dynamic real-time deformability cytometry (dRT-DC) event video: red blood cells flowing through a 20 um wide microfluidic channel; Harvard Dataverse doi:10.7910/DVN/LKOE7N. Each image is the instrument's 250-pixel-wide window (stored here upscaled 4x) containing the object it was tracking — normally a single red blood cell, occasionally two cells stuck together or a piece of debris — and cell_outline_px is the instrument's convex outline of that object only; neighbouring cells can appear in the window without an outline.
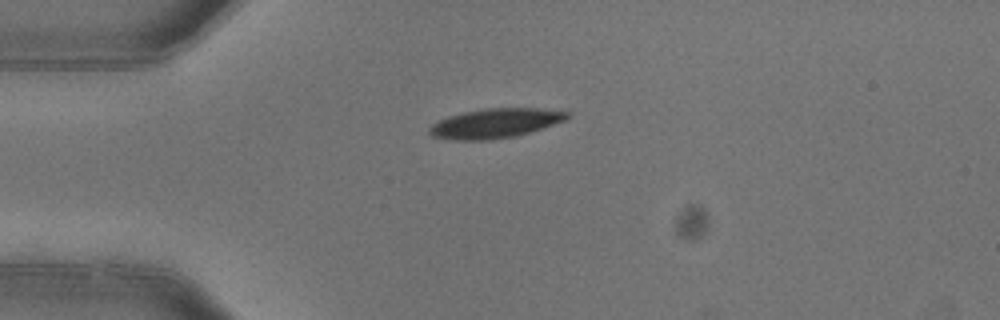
{"species": "common noctule bat (a hibernating species)", "species_latin": "Nyctalus noctula", "temperature_condition": "warm", "stored_images_in_passage": 3, "camera_frame_rate_fps": 3000, "um_per_image_px": 0.085, "animal": {"sex": "female"}, "frame": {"image": 1, "passage_image": 1, "time_ms": 0.0, "image_size_px": [1000, 320], "cell_outline_px": [[568, 116], [564, 120], [516, 136], [488, 140], [452, 140], [432, 136], [428, 132], [428, 128], [432, 124], [448, 116], [464, 112], [484, 108], [536, 108], [568, 112]], "centroid_in_image_um": [42.01, 10.48], "position_along_channel_um": 43.0, "area_um2": 23.35}}